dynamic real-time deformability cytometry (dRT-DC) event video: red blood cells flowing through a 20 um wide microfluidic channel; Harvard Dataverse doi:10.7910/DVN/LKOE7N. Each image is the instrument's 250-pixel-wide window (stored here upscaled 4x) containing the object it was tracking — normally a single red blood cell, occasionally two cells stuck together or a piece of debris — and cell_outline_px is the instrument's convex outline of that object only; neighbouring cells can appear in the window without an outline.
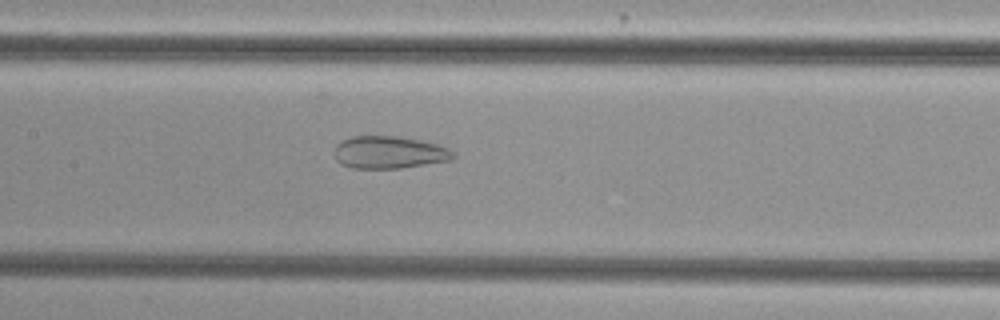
{"species": "common noctule bat (a hibernating species)", "species_latin": "Nyctalus noctula", "temperature_condition": "cold", "stored_images_in_passage": 35, "camera_frame_rate_fps": 3000, "um_per_image_px": 0.085, "animal": {"sex": "female", "body_mass_g": 29.2, "forearm_length_mm": 56.3}, "frame": {"image": 1, "passage_image": 9, "time_ms": 2.667, "image_size_px": [1000, 320], "cell_outline_px": [[456, 156], [452, 160], [400, 168], [352, 168], [340, 164], [336, 160], [336, 144], [352, 136], [396, 136], [420, 140], [436, 144], [448, 148]], "centroid_in_image_um": [33.08, 12.95], "position_along_channel_um": 174.3, "area_um2": 22.31}}
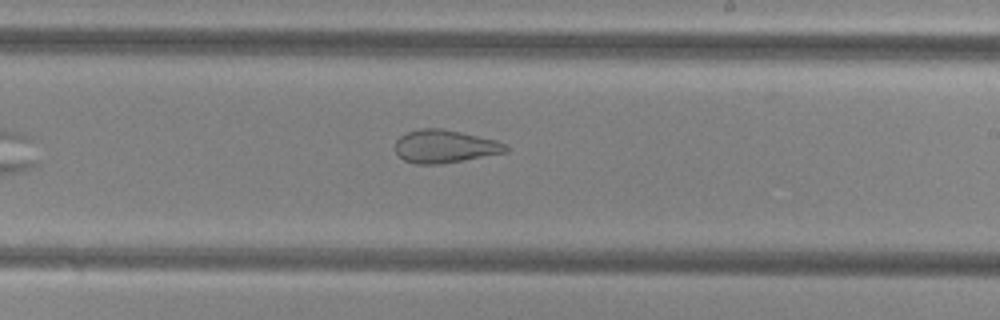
{"frame": {"image": 2, "passage_image": 15, "time_ms": 4.667, "image_size_px": [1000, 320], "cell_outline_px": [[508, 152], [440, 164], [416, 164], [404, 160], [396, 152], [396, 140], [400, 136], [408, 132], [420, 128], [440, 128], [460, 132], [496, 140], [508, 144]], "centroid_in_image_um": [37.82, 12.44], "position_along_channel_um": 251.2, "area_um2": 21.15}}
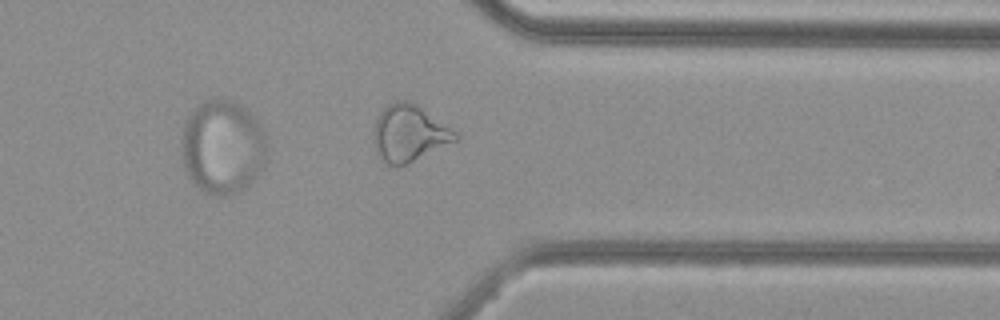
{"frame": {"image": 3, "passage_image": 25, "time_ms": 8.0, "image_size_px": [1000, 320], "cell_outline_px": [[460, 136], [456, 140], [408, 164], [396, 168], [388, 164], [376, 156], [372, 132], [376, 120], [380, 112], [388, 104], [396, 100], [404, 100], [416, 104], [456, 132]], "centroid_in_image_um": [34.72, 11.36], "position_along_channel_um": 376.7, "area_um2": 26.99}, "authors_computed_cell_mechanics": {"area_um2": 24.3338, "velocity_mm_per_s": 3.851, "shape_relaxation_time_tau1_ms": null, "shape_relaxation_time_tau2_ms": 1.9534, "deformation_change_tau1": null, "deformation_change_tau2": 0.0967}}